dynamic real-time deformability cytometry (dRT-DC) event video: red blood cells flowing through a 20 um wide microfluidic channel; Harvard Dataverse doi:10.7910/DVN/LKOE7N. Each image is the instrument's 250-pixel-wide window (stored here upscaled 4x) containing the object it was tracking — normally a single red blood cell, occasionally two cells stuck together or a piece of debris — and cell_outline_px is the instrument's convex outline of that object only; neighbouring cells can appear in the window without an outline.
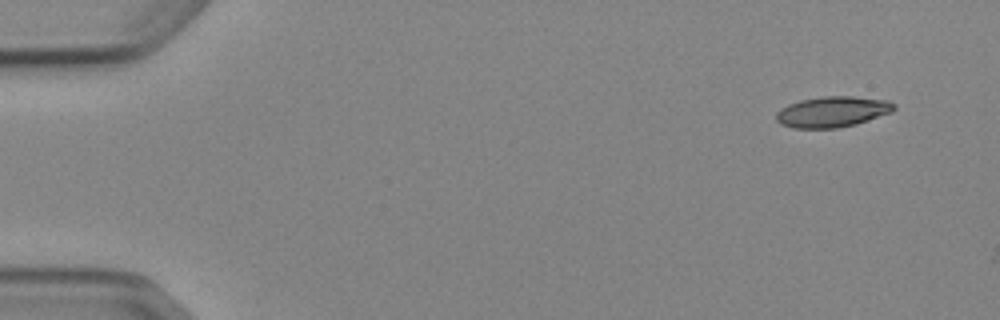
{"species": "Egyptian fruit bat (a non-hibernating species)", "species_latin": "Rousettus aegyptiacus", "temperature_condition": "cold", "stored_images_in_passage": 5, "camera_frame_rate_fps": 3000, "um_per_image_px": 0.085, "animal": {"sex": "female"}, "frame": {"image": 1, "passage_image": 1, "time_ms": 0.0, "image_size_px": [1000, 320], "cell_outline_px": [[896, 108], [892, 112], [856, 124], [836, 128], [792, 128], [780, 124], [776, 120], [776, 112], [780, 108], [788, 104], [800, 100], [824, 96], [852, 96], [888, 100], [896, 104]], "centroid_in_image_um": [70.75, 9.5], "position_along_channel_um": 14.3, "area_um2": 21.27}}
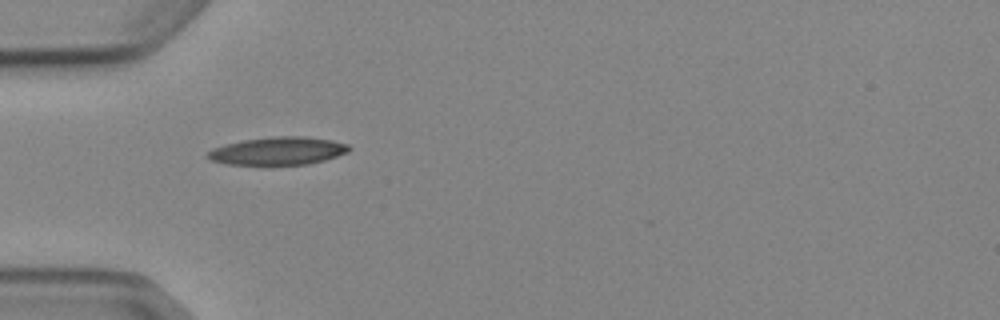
{"frame": {"image": 2, "passage_image": 4, "time_ms": 4.333, "image_size_px": [1000, 320], "cell_outline_px": [[352, 148], [348, 152], [324, 160], [308, 164], [268, 168], [224, 164], [212, 160], [204, 156], [212, 148], [224, 144], [244, 140], [276, 136], [304, 136], [332, 140], [348, 144]], "centroid_in_image_um": [23.57, 12.88], "position_along_channel_um": 61.4, "area_um2": 24.1}}
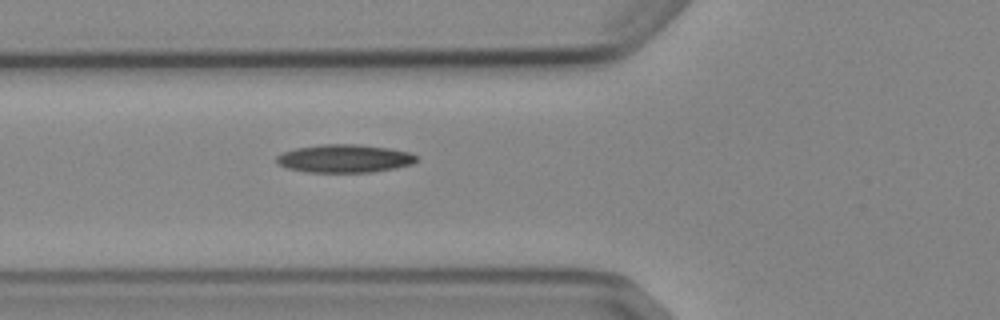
{"frame": {"image": 3, "passage_image": 5, "time_ms": 5.333, "image_size_px": [1000, 320], "cell_outline_px": [[416, 160], [412, 164], [396, 168], [372, 172], [308, 172], [288, 168], [280, 164], [276, 160], [276, 156], [284, 152], [296, 148], [324, 144], [360, 144], [388, 148], [408, 152], [416, 156]], "centroid_in_image_um": [29.29, 13.47], "position_along_channel_um": 96.5, "area_um2": 22.72}}